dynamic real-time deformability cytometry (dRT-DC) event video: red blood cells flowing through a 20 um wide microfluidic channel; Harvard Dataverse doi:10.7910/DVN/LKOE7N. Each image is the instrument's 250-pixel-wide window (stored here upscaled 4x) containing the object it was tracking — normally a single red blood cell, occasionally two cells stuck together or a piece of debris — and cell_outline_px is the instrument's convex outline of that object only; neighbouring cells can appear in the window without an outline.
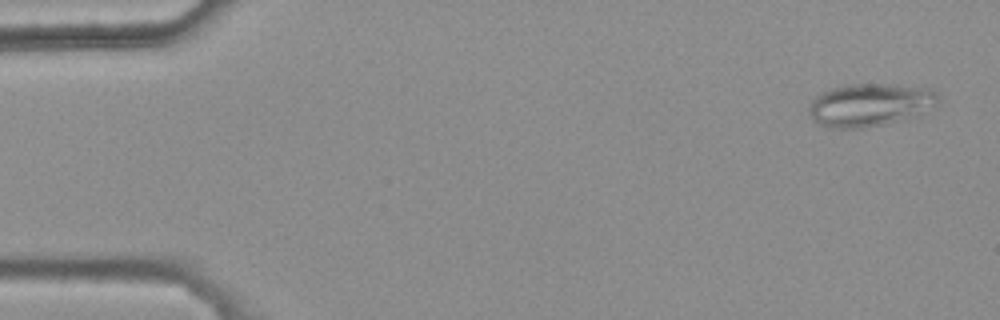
{"species": "common noctule bat (a hibernating species)", "species_latin": "Nyctalus noctula", "temperature_condition": "warm", "stored_images_in_passage": 15, "camera_frame_rate_fps": 3000, "um_per_image_px": 0.085, "animal": {"sex": "female", "body_mass_g": 25.1}, "frame": {"image": 1, "passage_image": 3, "time_ms": 0.667, "image_size_px": [1000, 320], "cell_outline_px": [[940, 104], [900, 120], [864, 128], [828, 128], [812, 120], [808, 112], [808, 104], [820, 92], [832, 88], [848, 84], [892, 84], [928, 88], [936, 92], [940, 96]], "centroid_in_image_um": [73.9, 8.9], "position_along_channel_um": 11.1, "area_um2": 32.37}}